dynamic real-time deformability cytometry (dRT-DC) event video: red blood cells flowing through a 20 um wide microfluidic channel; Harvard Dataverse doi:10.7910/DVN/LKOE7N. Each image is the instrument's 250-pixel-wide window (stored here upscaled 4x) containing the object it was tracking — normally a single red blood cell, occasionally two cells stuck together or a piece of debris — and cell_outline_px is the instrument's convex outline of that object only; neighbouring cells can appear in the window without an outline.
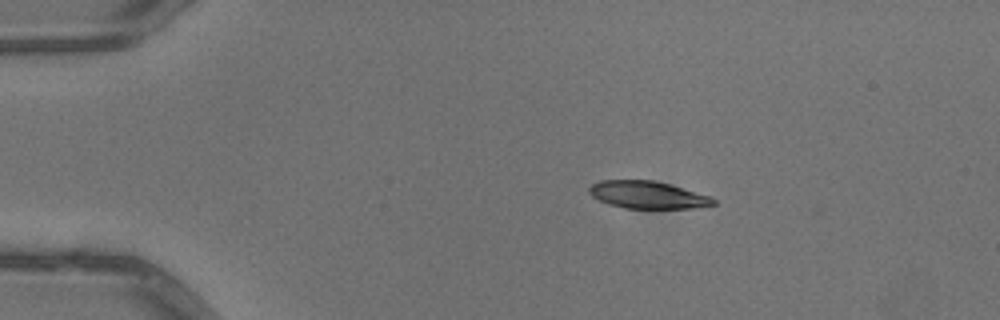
{"species": "common noctule bat (a hibernating species)", "species_latin": "Nyctalus noctula", "temperature_condition": "warm", "stored_images_in_passage": 4, "camera_frame_rate_fps": 3000, "um_per_image_px": 0.085, "animal": {"sex": "male", "body_mass_g": 13.3}, "frame": {"image": 1, "passage_image": 1, "time_ms": 0.0, "image_size_px": [1000, 320], "cell_outline_px": [[716, 204], [692, 208], [624, 208], [608, 204], [592, 196], [588, 192], [588, 188], [592, 184], [600, 180], [652, 180], [668, 184], [712, 196], [716, 200]], "centroid_in_image_um": [55.04, 16.56], "position_along_channel_um": 30.0, "area_um2": 19.77}}
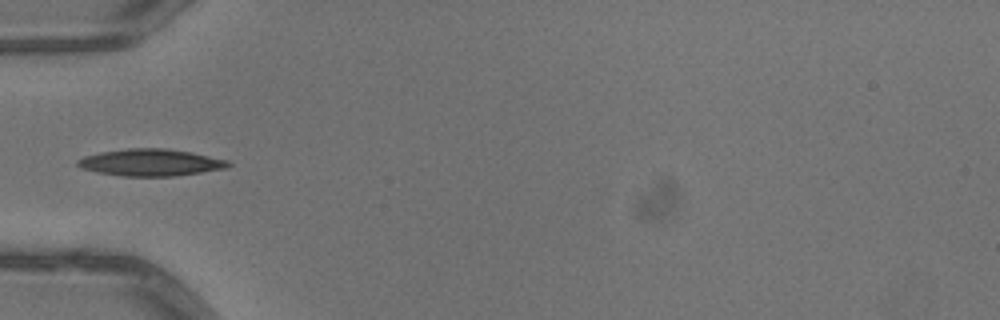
{"frame": {"image": 2, "passage_image": 3, "time_ms": 0.667, "image_size_px": [1000, 320], "cell_outline_px": [[232, 164], [228, 168], [176, 176], [124, 176], [96, 172], [80, 168], [76, 164], [76, 160], [84, 156], [100, 152], [128, 148], [164, 148], [192, 152], [228, 160]], "centroid_in_image_um": [12.81, 13.81], "position_along_channel_um": 72.2, "area_um2": 23.81}}
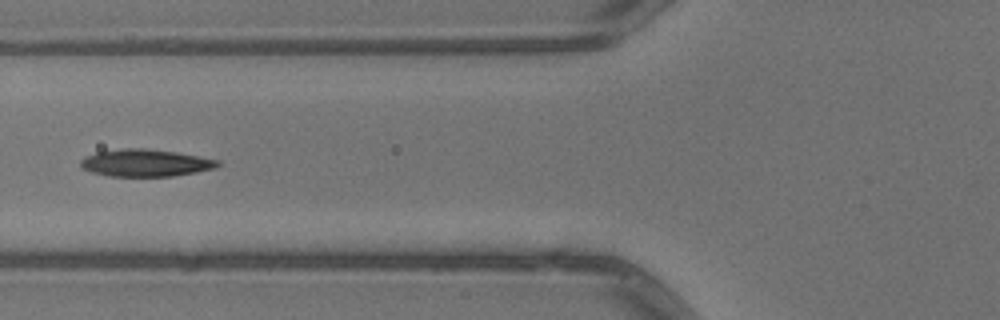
{"frame": {"image": 3, "passage_image": 4, "time_ms": 1.0, "image_size_px": [1000, 320], "cell_outline_px": [[220, 164], [216, 168], [196, 172], [172, 176], [108, 176], [92, 172], [84, 168], [80, 164], [80, 160], [84, 156], [96, 152], [120, 148], [144, 148], [176, 152], [220, 160]], "centroid_in_image_um": [12.36, 13.84], "position_along_channel_um": 113.4, "area_um2": 21.79}}